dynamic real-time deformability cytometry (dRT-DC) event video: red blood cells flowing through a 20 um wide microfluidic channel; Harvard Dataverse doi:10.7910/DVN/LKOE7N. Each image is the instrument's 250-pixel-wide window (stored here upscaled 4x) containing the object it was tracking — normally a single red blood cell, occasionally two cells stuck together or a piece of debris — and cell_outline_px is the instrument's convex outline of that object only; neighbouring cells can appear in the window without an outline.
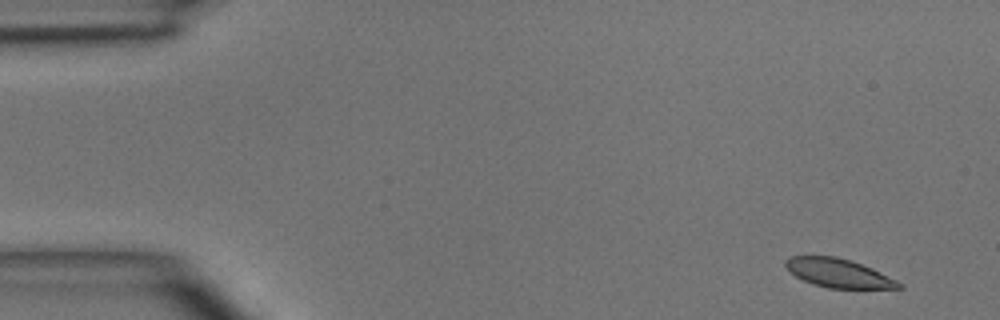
{"species": "common noctule bat (a hibernating species)", "species_latin": "Nyctalus noctula", "temperature_condition": "room temperature", "stored_images_in_passage": 4, "camera_frame_rate_fps": 3000, "um_per_image_px": 0.085, "animal": {"sex": "male", "body_mass_g": 15.6}, "frame": {"image": 1, "passage_image": 1, "time_ms": 0.0, "image_size_px": [1000, 320], "cell_outline_px": [[904, 288], [828, 288], [812, 284], [796, 276], [784, 264], [784, 260], [788, 256], [836, 256], [852, 260], [872, 268], [904, 284]], "centroid_in_image_um": [71.28, 23.2], "position_along_channel_um": 13.7, "area_um2": 18.96}}